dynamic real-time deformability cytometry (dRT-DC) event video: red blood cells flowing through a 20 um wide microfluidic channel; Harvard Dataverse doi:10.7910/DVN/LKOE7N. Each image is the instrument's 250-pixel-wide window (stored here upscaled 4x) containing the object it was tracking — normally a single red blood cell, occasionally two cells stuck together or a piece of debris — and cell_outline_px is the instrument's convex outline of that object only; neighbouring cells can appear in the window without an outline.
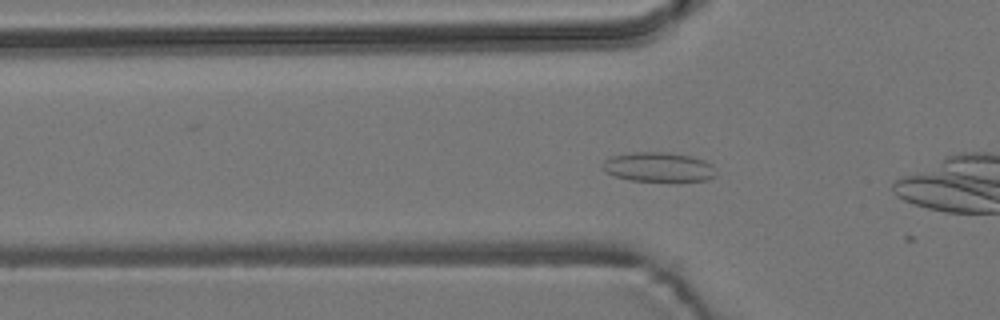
{"species": "common noctule bat (a hibernating species)", "species_latin": "Nyctalus noctula", "temperature_condition": "room temperature", "stored_images_in_passage": 4, "camera_frame_rate_fps": 3000, "um_per_image_px": 0.085, "animal": {"sex": "male", "body_mass_g": 19.2, "forearm_length_mm": 51.8}, "frame": {"image": 1, "passage_image": 3, "time_ms": 0.667, "image_size_px": [1000, 320], "cell_outline_px": [[716, 176], [708, 180], [672, 184], [628, 180], [616, 176], [600, 168], [604, 160], [612, 156], [632, 152], [668, 152], [692, 156], [704, 160], [712, 164], [716, 172]], "centroid_in_image_um": [56.03, 14.25], "position_along_channel_um": 69.8, "area_um2": 20.52}}